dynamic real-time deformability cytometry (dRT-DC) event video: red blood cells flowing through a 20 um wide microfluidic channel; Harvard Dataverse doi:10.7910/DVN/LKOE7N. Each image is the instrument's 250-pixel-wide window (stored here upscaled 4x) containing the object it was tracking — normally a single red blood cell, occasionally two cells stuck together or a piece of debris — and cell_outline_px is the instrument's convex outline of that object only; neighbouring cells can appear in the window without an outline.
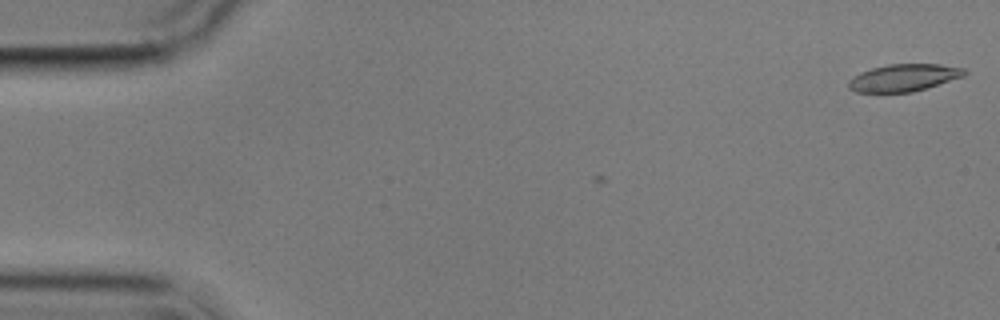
{"species": "common noctule bat (a hibernating species)", "species_latin": "Nyctalus noctula", "temperature_condition": "cold", "stored_images_in_passage": 3, "camera_frame_rate_fps": 3000, "um_per_image_px": 0.085, "animal": {"sex": "male", "body_mass_g": 17.9}, "frame": {"image": 1, "passage_image": 1, "time_ms": 0.0, "image_size_px": [1000, 320], "cell_outline_px": [[968, 72], [964, 76], [912, 92], [856, 92], [848, 88], [848, 80], [852, 76], [860, 72], [872, 68], [888, 64], [940, 64], [964, 68]], "centroid_in_image_um": [76.79, 6.6], "position_along_channel_um": 8.2, "area_um2": 18.38}}